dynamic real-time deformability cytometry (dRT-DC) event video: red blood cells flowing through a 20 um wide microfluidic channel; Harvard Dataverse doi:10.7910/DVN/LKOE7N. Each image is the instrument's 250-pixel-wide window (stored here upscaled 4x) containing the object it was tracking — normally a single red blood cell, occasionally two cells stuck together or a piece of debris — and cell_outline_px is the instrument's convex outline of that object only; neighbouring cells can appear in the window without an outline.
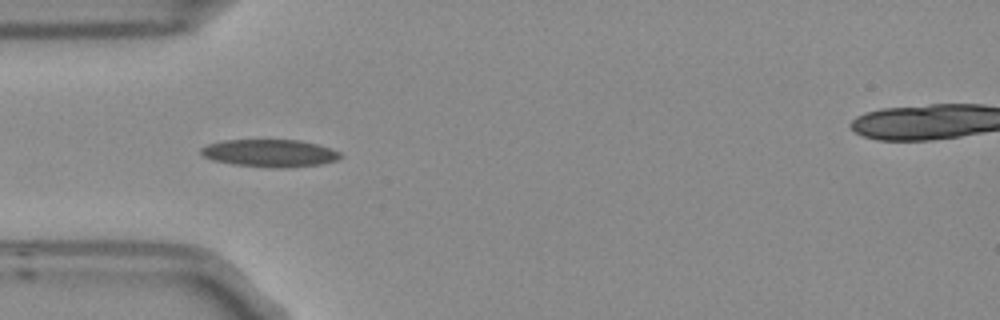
{"species": "Egyptian fruit bat (a non-hibernating species)", "species_latin": "Rousettus aegyptiacus", "temperature_condition": "room temperature", "stored_images_in_passage": 3, "camera_frame_rate_fps": 3000, "um_per_image_px": 0.085, "frame": {"image": 1, "passage_image": 2, "time_ms": 0.333, "image_size_px": [1000, 320], "cell_outline_px": [[344, 156], [336, 160], [320, 164], [288, 168], [276, 168], [232, 164], [212, 160], [204, 156], [200, 152], [200, 148], [208, 144], [224, 140], [300, 140], [332, 148], [340, 152]], "centroid_in_image_um": [22.95, 13.02], "position_along_channel_um": 62.0, "area_um2": 22.43}}